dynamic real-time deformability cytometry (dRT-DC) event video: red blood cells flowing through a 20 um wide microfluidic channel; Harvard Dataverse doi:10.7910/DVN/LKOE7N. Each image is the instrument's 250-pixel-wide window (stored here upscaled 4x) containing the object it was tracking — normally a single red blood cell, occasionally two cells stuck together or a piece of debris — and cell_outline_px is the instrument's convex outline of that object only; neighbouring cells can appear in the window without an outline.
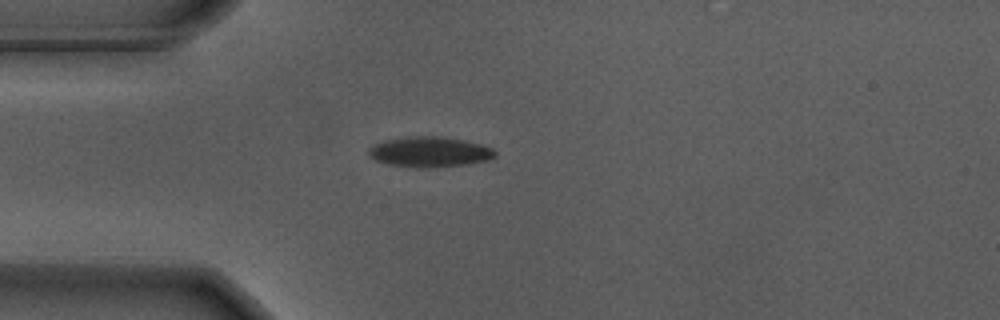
{"species": "Egyptian fruit bat (a non-hibernating species)", "species_latin": "Rousettus aegyptiacus", "temperature_condition": "warm", "stored_images_in_passage": 42, "camera_frame_rate_fps": 3000, "um_per_image_px": 0.085, "animal": {"sex": "male"}, "frame": {"image": 1, "passage_image": 1, "time_ms": 0.0, "image_size_px": [1000, 320], "cell_outline_px": [[496, 156], [488, 160], [468, 164], [428, 168], [392, 164], [376, 160], [368, 152], [368, 148], [384, 140], [408, 136], [440, 136], [464, 140], [480, 144], [492, 148], [496, 152]], "centroid_in_image_um": [36.56, 12.9], "position_along_channel_um": 48.4, "area_um2": 22.08}}
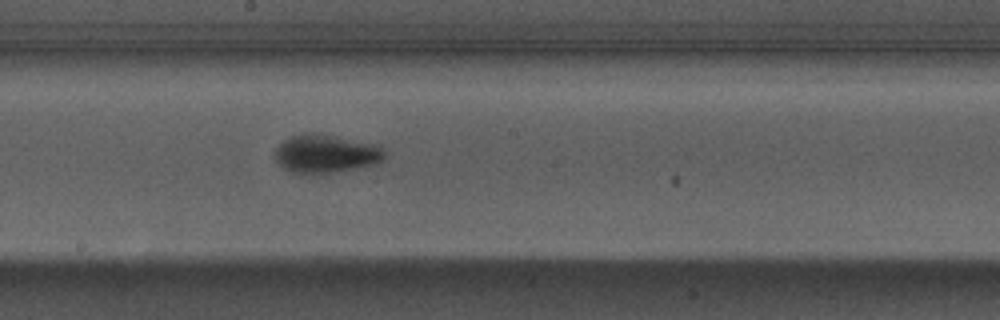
{"frame": {"image": 2, "passage_image": 16, "time_ms": 5.0, "image_size_px": [1000, 320], "cell_outline_px": [[388, 152], [384, 160], [376, 164], [356, 168], [300, 176], [284, 168], [276, 160], [276, 148], [284, 140], [292, 136], [328, 136], [380, 144]], "centroid_in_image_um": [27.77, 13.12], "position_along_channel_um": 220.4, "area_um2": 23.99}}
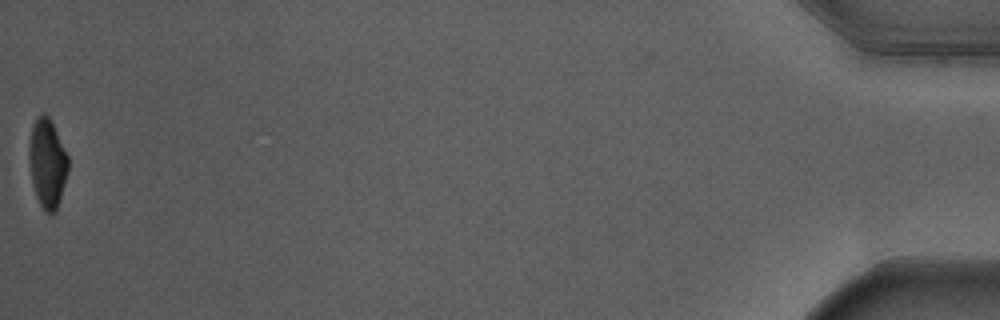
{"frame": {"image": 3, "passage_image": 42, "time_ms": 13.667, "image_size_px": [1000, 320], "cell_outline_px": [[68, 172], [56, 208], [52, 212], [48, 212], [40, 204], [36, 196], [32, 184], [28, 152], [28, 144], [32, 124], [36, 116], [44, 112], [48, 116], [68, 156]], "centroid_in_image_um": [3.99, 13.8], "position_along_channel_um": 431.2, "area_um2": 19.94}, "authors_computed_cell_mechanics": {"area_um2": 22.1952, "velocity_mm_per_s": 3.6697, "shape_relaxation_time_tau1_ms": 2.1245, "shape_relaxation_time_tau2_ms": null, "deformation_change_tau1": 0.1802, "deformation_change_tau2": null}}